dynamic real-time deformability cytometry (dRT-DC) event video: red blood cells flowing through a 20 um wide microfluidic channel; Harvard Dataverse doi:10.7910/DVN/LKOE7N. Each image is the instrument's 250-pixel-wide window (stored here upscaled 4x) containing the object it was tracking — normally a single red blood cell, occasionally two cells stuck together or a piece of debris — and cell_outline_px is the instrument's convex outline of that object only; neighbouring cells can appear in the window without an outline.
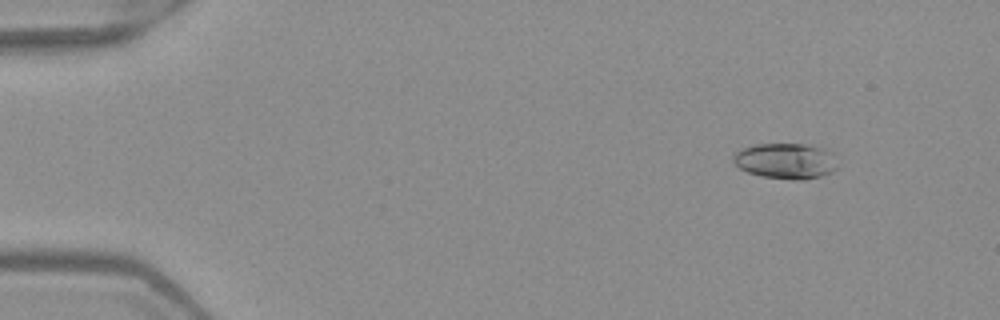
{"species": "Egyptian fruit bat (a non-hibernating species)", "species_latin": "Rousettus aegyptiacus", "temperature_condition": "warm", "stored_images_in_passage": 5, "camera_frame_rate_fps": 3000, "um_per_image_px": 0.085, "frame": {"image": 1, "passage_image": 1, "time_ms": 0.0, "image_size_px": [1000, 320], "cell_outline_px": [[836, 168], [832, 172], [820, 176], [804, 180], [792, 180], [764, 176], [748, 172], [740, 168], [732, 160], [732, 156], [740, 148], [756, 144], [804, 144], [824, 148], [832, 152]], "centroid_in_image_um": [66.76, 13.67], "position_along_channel_um": 18.2, "area_um2": 21.62}}
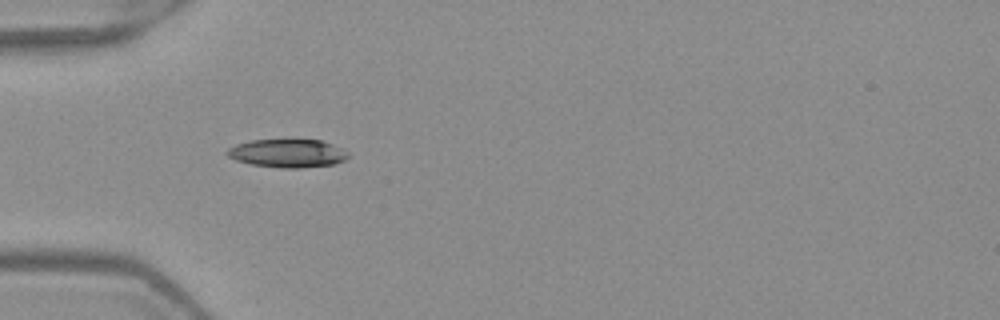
{"frame": {"image": 2, "passage_image": 4, "time_ms": 1.0, "image_size_px": [1000, 320], "cell_outline_px": [[348, 156], [344, 160], [336, 164], [300, 168], [280, 168], [252, 164], [236, 160], [228, 156], [224, 152], [228, 148], [236, 144], [252, 140], [292, 136], [320, 140], [332, 144], [348, 152]], "centroid_in_image_um": [24.43, 12.97], "position_along_channel_um": 60.6, "area_um2": 20.87}}
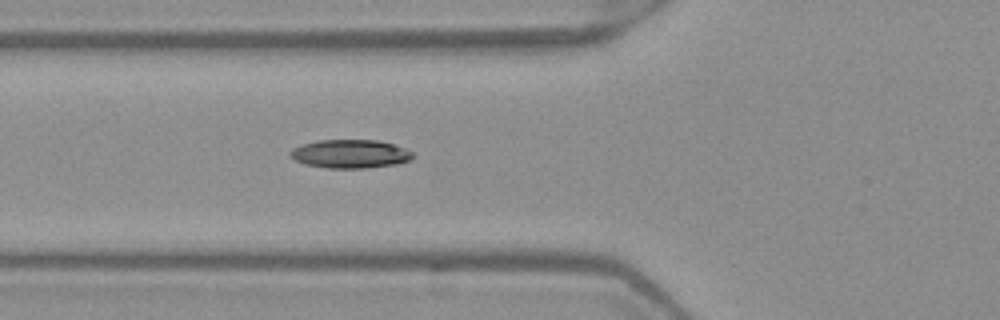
{"frame": {"image": 3, "passage_image": 5, "time_ms": 1.333, "image_size_px": [1000, 320], "cell_outline_px": [[416, 156], [408, 160], [396, 164], [364, 168], [328, 168], [304, 164], [288, 156], [288, 152], [292, 148], [300, 144], [316, 140], [380, 140], [404, 148], [412, 152]], "centroid_in_image_um": [29.71, 13.07], "position_along_channel_um": 96.1, "area_um2": 20.52}}